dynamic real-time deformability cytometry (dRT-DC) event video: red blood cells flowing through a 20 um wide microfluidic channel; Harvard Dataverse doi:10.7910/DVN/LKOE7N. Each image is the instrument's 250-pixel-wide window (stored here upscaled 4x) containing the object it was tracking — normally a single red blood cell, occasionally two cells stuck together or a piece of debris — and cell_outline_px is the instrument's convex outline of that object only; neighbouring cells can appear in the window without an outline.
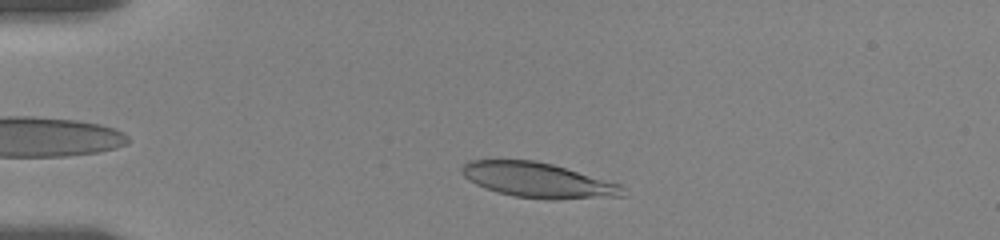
{"species": "human", "species_latin": "Homo sapiens", "temperature_condition": "room temperature", "stored_images_in_passage": 43, "camera_frame_rate_fps": 3000, "um_per_image_px": 0.085, "donor": {"sex": "female"}, "frame": {"image": 1, "passage_image": 6, "time_ms": 1.667, "image_size_px": [1000, 240], "cell_outline_px": [[628, 196], [556, 200], [548, 200], [516, 196], [484, 188], [468, 180], [460, 172], [460, 168], [468, 160], [536, 160], [552, 164], [620, 184], [624, 188]], "centroid_in_image_um": [45.75, 15.32], "position_along_channel_um": 39.3, "area_um2": 32.95}}
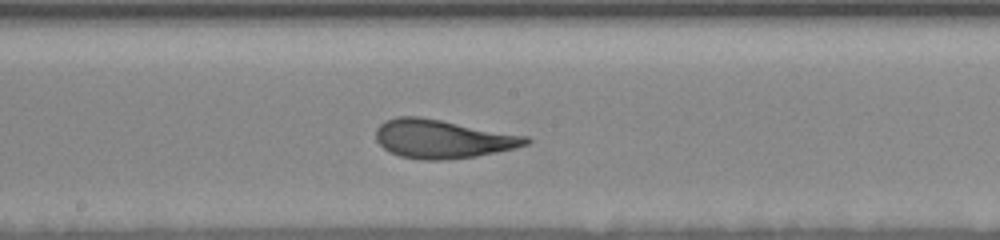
{"frame": {"image": 2, "passage_image": 24, "time_ms": 7.667, "image_size_px": [1000, 240], "cell_outline_px": [[532, 140], [528, 144], [516, 148], [476, 156], [444, 160], [420, 160], [400, 156], [384, 148], [376, 140], [376, 128], [384, 120], [396, 116], [420, 116], [528, 136]], "centroid_in_image_um": [37.61, 11.8], "position_along_channel_um": 210.6, "area_um2": 33.87}}
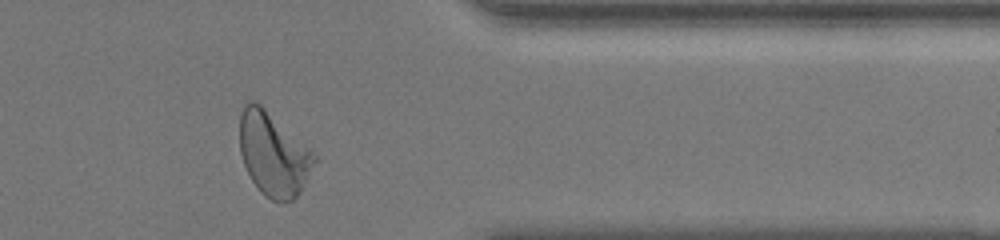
{"frame": {"image": 3, "passage_image": 40, "time_ms": 13.0, "image_size_px": [1000, 240], "cell_outline_px": [[316, 160], [296, 196], [292, 200], [280, 204], [264, 196], [260, 192], [252, 180], [244, 164], [240, 152], [240, 116], [244, 104], [248, 100], [252, 100], [260, 104], [308, 148], [316, 156]], "centroid_in_image_um": [23.19, 13.12], "position_along_channel_um": 388.2, "area_um2": 35.55}, "authors_computed_cell_mechanics": {"area_um2": 33.524, "velocity_mm_per_s": 3.5263, "shape_relaxation_time_tau1_ms": 5.4534, "shape_relaxation_time_tau2_ms": 0.8978, "deformation_change_tau1": 0.1842, "deformation_change_tau2": 0.0814}}